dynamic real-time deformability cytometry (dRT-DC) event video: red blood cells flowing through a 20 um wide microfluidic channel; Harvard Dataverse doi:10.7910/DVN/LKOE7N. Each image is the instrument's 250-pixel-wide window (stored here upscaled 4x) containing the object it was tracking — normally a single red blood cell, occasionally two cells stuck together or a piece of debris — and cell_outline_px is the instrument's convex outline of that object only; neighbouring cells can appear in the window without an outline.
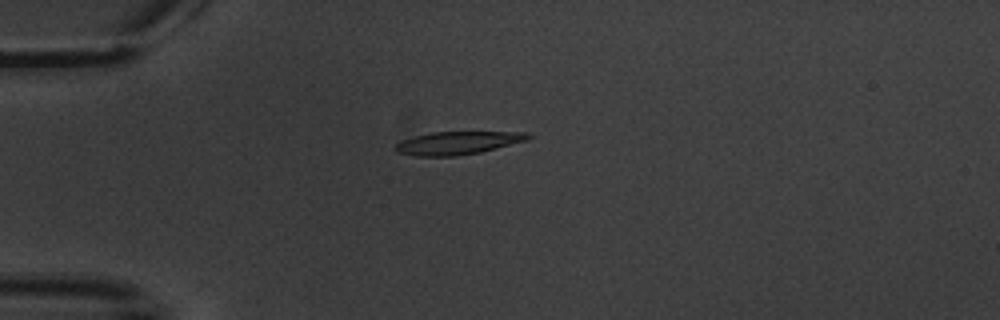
{"species": "common noctule bat (a hibernating species)", "species_latin": "Nyctalus noctula", "temperature_condition": "warm", "stored_images_in_passage": 7, "camera_frame_rate_fps": 3000, "um_per_image_px": 0.085, "animal": {"sex": "male", "body_mass_g": 20.1, "forearm_length_mm": 53.5}, "frame": {"image": 1, "passage_image": 5, "time_ms": 4.667, "image_size_px": [1000, 320], "cell_outline_px": [[536, 136], [528, 140], [480, 152], [456, 156], [416, 156], [396, 152], [392, 148], [400, 140], [432, 132], [528, 132]], "centroid_in_image_um": [38.92, 12.15], "position_along_channel_um": 46.1, "area_um2": 17.92}}